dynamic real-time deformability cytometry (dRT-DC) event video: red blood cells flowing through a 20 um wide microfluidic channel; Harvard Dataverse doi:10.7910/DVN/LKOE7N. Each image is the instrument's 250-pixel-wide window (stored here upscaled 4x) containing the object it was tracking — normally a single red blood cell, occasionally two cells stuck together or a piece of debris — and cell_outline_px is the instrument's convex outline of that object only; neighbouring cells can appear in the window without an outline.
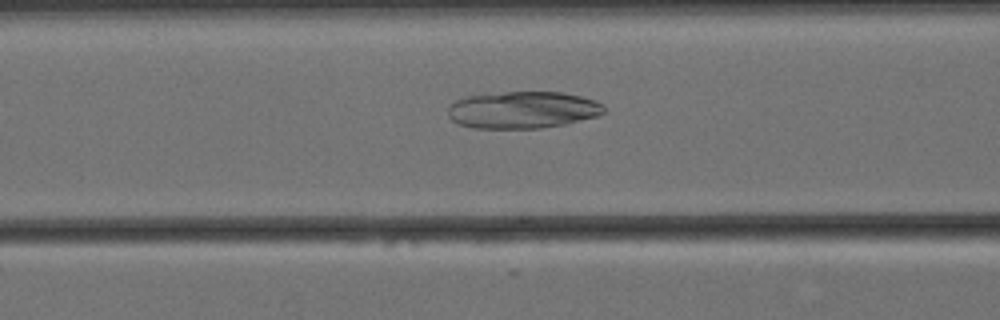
{"species": "Egyptian fruit bat (a non-hibernating species)", "species_latin": "Rousettus aegyptiacus", "temperature_condition": "cold", "stored_images_in_passage": 12, "camera_frame_rate_fps": 3000, "um_per_image_px": 0.085, "animal": {"sex": "female"}, "frame": {"image": 1, "passage_image": 10, "time_ms": 3.0, "image_size_px": [1000, 320], "cell_outline_px": [[604, 112], [600, 116], [564, 124], [540, 128], [472, 128], [460, 124], [452, 120], [448, 116], [448, 108], [456, 100], [464, 96], [504, 92], [560, 92], [580, 96], [596, 100], [604, 104]], "centroid_in_image_um": [44.45, 9.34], "position_along_channel_um": 122.2, "area_um2": 33.76}}